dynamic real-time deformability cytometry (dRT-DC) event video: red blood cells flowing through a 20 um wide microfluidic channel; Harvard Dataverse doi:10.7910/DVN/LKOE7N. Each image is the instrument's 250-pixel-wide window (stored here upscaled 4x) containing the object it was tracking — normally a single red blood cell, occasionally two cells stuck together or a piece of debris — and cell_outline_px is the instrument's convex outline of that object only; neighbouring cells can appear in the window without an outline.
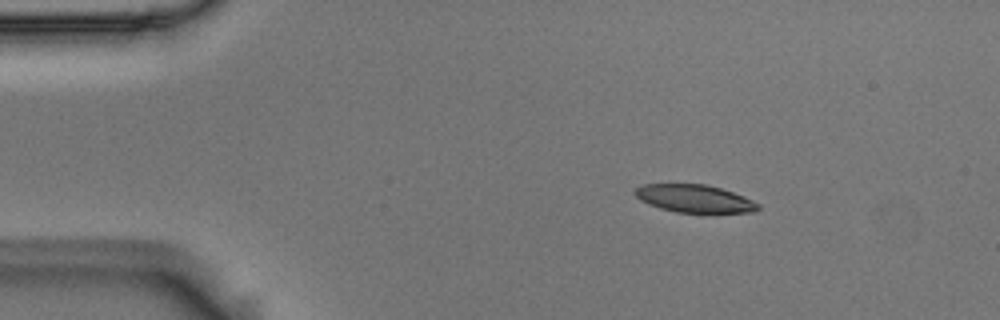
{"species": "Egyptian fruit bat (a non-hibernating species)", "species_latin": "Rousettus aegyptiacus", "temperature_condition": "room temperature", "stored_images_in_passage": 4, "camera_frame_rate_fps": 3000, "um_per_image_px": 0.085, "animal": {"sex": "male"}, "frame": {"image": 1, "passage_image": 2, "time_ms": 0.333, "image_size_px": [1000, 320], "cell_outline_px": [[760, 208], [752, 212], [676, 212], [660, 208], [648, 204], [640, 200], [632, 192], [636, 188], [644, 184], [704, 184], [720, 188], [744, 196], [760, 204]], "centroid_in_image_um": [59.0, 16.87], "position_along_channel_um": 26.0, "area_um2": 19.77}}